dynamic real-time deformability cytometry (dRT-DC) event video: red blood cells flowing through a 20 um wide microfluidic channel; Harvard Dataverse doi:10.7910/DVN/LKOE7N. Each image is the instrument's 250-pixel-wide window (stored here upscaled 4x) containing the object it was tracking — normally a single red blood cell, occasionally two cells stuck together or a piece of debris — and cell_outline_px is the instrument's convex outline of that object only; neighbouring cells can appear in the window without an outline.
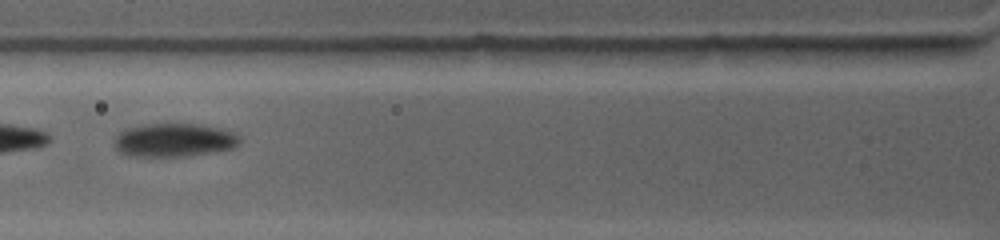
{"species": "common noctule bat (a hibernating species)", "species_latin": "Nyctalus noctula", "temperature_condition": "warm", "stored_images_in_passage": 10, "camera_frame_rate_fps": 4500, "um_per_image_px": 0.085, "animal": {"sex": "female", "body_mass_g": 19.0, "forearm_length_mm": 53.3}, "frame": {"image": 1, "passage_image": 6, "time_ms": 1.778, "image_size_px": [1000, 240], "cell_outline_px": [[240, 144], [232, 148], [212, 152], [184, 156], [136, 156], [120, 152], [116, 148], [112, 140], [124, 128], [144, 124], [204, 124], [236, 132], [240, 136]], "centroid_in_image_um": [14.81, 11.89], "position_along_channel_um": 111.0, "area_um2": 24.62}}